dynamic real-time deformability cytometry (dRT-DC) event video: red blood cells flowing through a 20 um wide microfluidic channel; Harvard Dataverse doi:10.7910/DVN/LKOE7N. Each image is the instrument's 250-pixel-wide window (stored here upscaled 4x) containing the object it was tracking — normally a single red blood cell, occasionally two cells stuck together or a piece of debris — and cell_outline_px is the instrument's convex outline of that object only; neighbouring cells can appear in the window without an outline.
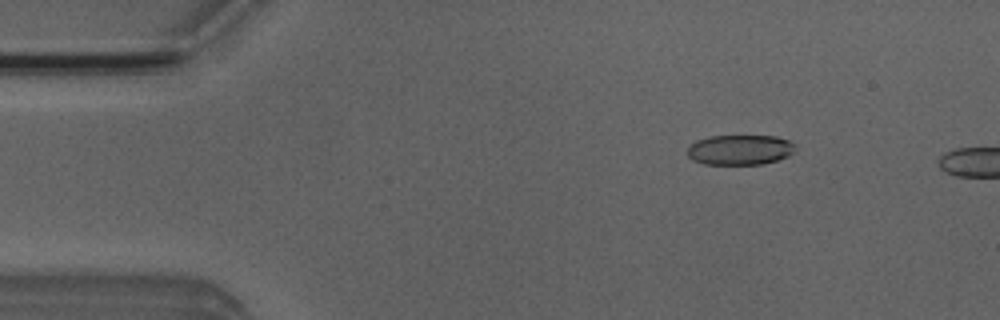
{"species": "Egyptian fruit bat (a non-hibernating species)", "species_latin": "Rousettus aegyptiacus", "temperature_condition": "room temperature", "stored_images_in_passage": 3, "camera_frame_rate_fps": 3000, "um_per_image_px": 0.085, "animal": {"sex": "male"}, "frame": {"image": 1, "passage_image": 2, "time_ms": 1.0, "image_size_px": [1000, 320], "cell_outline_px": [[796, 148], [788, 156], [764, 164], [704, 164], [692, 160], [688, 156], [688, 148], [696, 140], [712, 136], [776, 136], [788, 140], [796, 144]], "centroid_in_image_um": [62.91, 12.73], "position_along_channel_um": 22.1, "area_um2": 18.9}}